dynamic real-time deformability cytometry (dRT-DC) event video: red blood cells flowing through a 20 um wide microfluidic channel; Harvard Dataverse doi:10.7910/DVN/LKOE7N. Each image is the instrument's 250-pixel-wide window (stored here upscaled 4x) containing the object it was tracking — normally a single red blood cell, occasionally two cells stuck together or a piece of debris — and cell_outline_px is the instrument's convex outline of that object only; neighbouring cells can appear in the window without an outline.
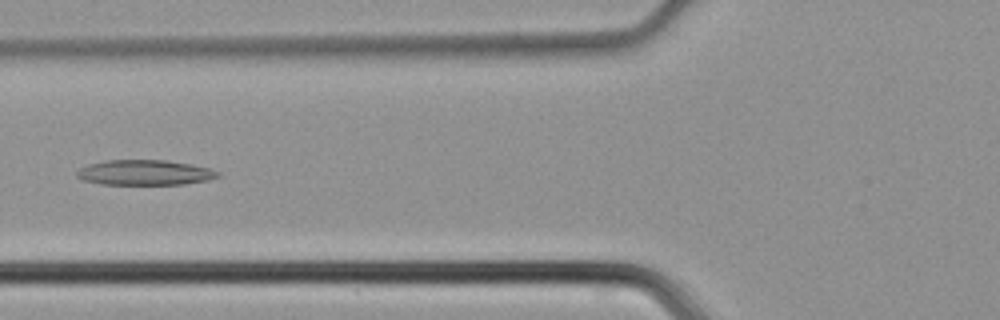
{"species": "common noctule bat (a hibernating species)", "species_latin": "Nyctalus noctula", "temperature_condition": "cold", "stored_images_in_passage": 39, "camera_frame_rate_fps": 3000, "um_per_image_px": 0.085, "animal": {"sex": "male", "body_mass_g": 21.5, "forearm_length_mm": 52.0}, "frame": {"image": 1, "passage_image": 11, "time_ms": 3.333, "image_size_px": [1000, 320], "cell_outline_px": [[220, 176], [208, 180], [184, 184], [100, 184], [80, 180], [76, 176], [76, 172], [80, 168], [88, 164], [104, 160], [168, 160], [192, 164], [212, 168], [220, 172]], "centroid_in_image_um": [12.31, 14.66], "position_along_channel_um": 113.5, "area_um2": 20.98}}
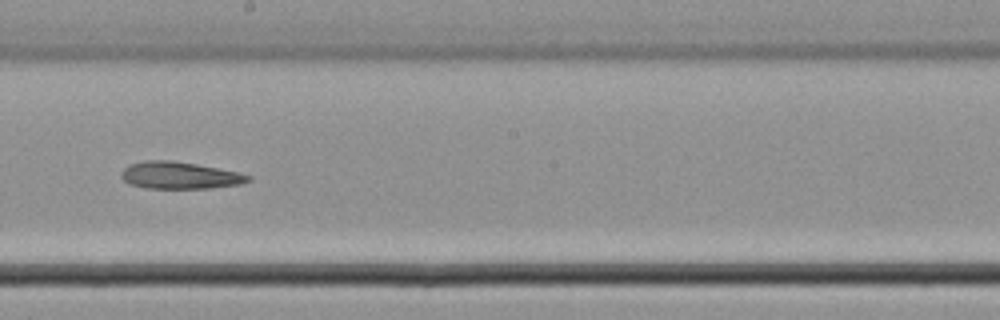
{"frame": {"image": 2, "passage_image": 19, "time_ms": 6.0, "image_size_px": [1000, 320], "cell_outline_px": [[252, 180], [240, 184], [208, 188], [144, 188], [128, 184], [120, 176], [120, 172], [128, 164], [144, 160], [172, 160], [196, 164], [240, 172], [252, 176]], "centroid_in_image_um": [15.25, 14.9], "position_along_channel_um": 233.0, "area_um2": 20.23}}
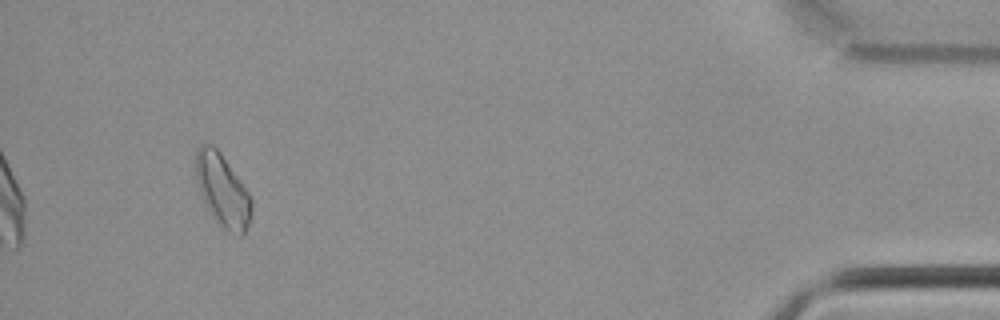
{"frame": {"image": 3, "passage_image": 36, "time_ms": 11.667, "image_size_px": [1000, 320], "cell_outline_px": [[252, 216], [244, 236], [240, 236], [220, 228], [208, 208], [204, 200], [196, 180], [196, 148], [204, 144], [212, 144], [220, 152], [248, 192], [252, 200]], "centroid_in_image_um": [18.94, 16.23], "position_along_channel_um": 416.3, "area_um2": 23.41}}